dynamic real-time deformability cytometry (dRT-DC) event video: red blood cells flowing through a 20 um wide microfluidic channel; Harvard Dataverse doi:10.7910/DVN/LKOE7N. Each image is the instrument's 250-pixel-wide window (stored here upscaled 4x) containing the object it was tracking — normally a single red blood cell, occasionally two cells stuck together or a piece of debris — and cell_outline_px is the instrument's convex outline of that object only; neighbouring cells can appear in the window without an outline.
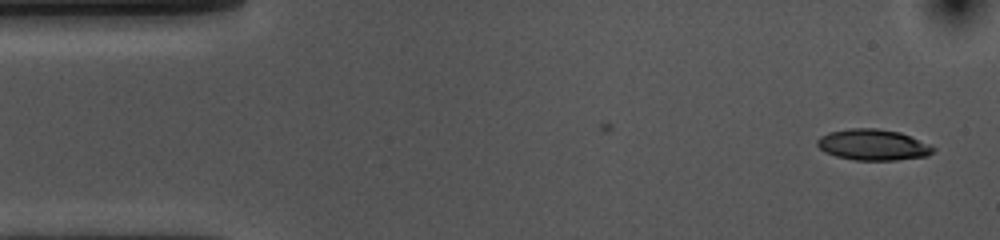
{"species": "common noctule bat (a hibernating species)", "species_latin": "Nyctalus noctula", "temperature_condition": "cold", "stored_images_in_passage": 12, "camera_frame_rate_fps": 3000, "um_per_image_px": 0.085, "animal": {"sex": "female", "body_mass_g": 10.0, "forearm_length_mm": 53.1}, "frame": {"image": 1, "passage_image": 1, "time_ms": 0.0, "image_size_px": [1000, 240], "cell_outline_px": [[936, 152], [928, 156], [896, 160], [856, 160], [836, 156], [824, 152], [816, 144], [816, 140], [820, 136], [828, 132], [848, 128], [876, 128], [900, 132], [928, 144], [936, 148]], "centroid_in_image_um": [74.2, 12.31], "position_along_channel_um": 10.8, "area_um2": 21.1}}
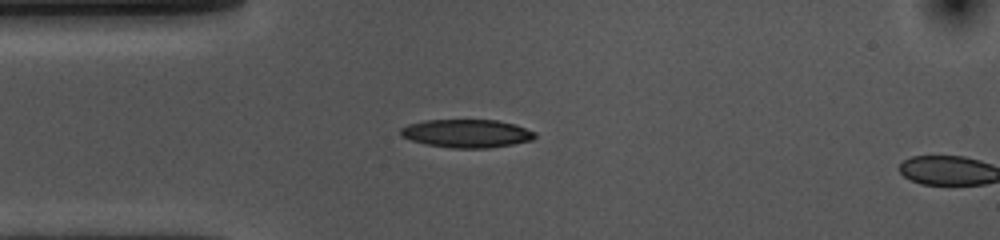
{"frame": {"image": 2, "passage_image": 11, "time_ms": 3.333, "image_size_px": [1000, 240], "cell_outline_px": [[536, 136], [532, 140], [512, 144], [488, 148], [452, 148], [428, 144], [412, 140], [400, 136], [400, 128], [408, 124], [424, 120], [496, 120], [516, 124], [536, 132]], "centroid_in_image_um": [39.68, 11.33], "position_along_channel_um": 45.3, "area_um2": 22.08}}